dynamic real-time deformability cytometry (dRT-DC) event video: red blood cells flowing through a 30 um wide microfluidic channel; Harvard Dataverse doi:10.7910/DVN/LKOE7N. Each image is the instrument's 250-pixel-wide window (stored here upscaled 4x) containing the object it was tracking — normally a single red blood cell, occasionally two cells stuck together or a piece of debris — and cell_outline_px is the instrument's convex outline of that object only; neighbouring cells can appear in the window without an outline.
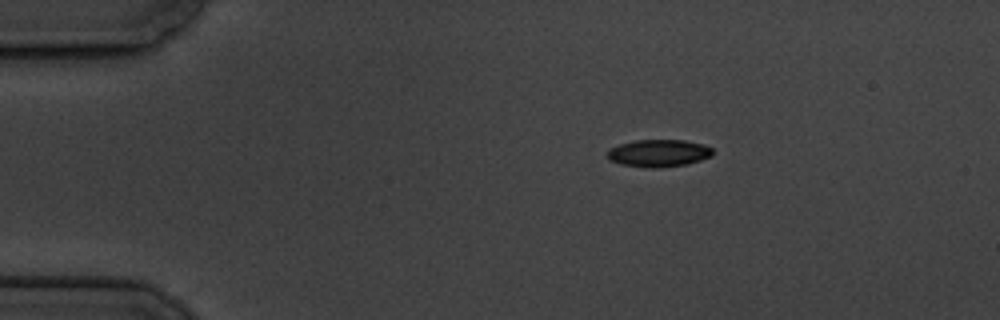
{"species": "common noctule bat (a hibernating species)", "species_latin": "Nyctalus noctula", "temperature_condition": "cold", "stored_images_in_passage": 3, "camera_frame_rate_fps": 3000, "um_per_image_px": 0.085, "animal": {"sex": "male", "body_mass_g": 19.5, "forearm_length_mm": 54.6}, "frame": {"image": 1, "passage_image": 1, "time_ms": 0.0, "image_size_px": [1000, 320], "cell_outline_px": [[712, 156], [688, 164], [660, 168], [648, 168], [620, 164], [608, 160], [608, 148], [620, 144], [636, 140], [684, 140], [704, 144], [712, 148]], "centroid_in_image_um": [55.98, 13.02], "position_along_channel_um": 29.0, "area_um2": 16.94}}